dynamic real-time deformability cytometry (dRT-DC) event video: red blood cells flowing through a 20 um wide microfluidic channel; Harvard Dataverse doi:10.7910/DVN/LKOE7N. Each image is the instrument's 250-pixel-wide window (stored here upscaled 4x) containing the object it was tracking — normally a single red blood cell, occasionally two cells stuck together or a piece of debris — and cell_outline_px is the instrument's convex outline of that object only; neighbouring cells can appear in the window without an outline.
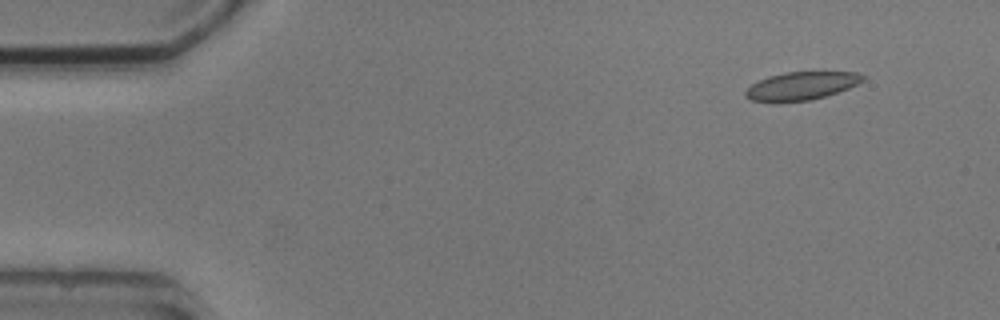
{"species": "common noctule bat (a hibernating species)", "species_latin": "Nyctalus noctula", "temperature_condition": "cold", "stored_images_in_passage": 4, "camera_frame_rate_fps": 3000, "um_per_image_px": 0.085, "animal": {"sex": "male", "body_mass_g": 20.5, "forearm_length_mm": 52.5}, "frame": {"image": 1, "passage_image": 1, "time_ms": 0.0, "image_size_px": [1000, 320], "cell_outline_px": [[864, 80], [848, 88], [812, 100], [776, 104], [752, 100], [744, 96], [744, 92], [752, 84], [768, 76], [788, 72], [856, 72], [864, 76]], "centroid_in_image_um": [68.05, 7.33], "position_along_channel_um": 16.9, "area_um2": 19.36}}